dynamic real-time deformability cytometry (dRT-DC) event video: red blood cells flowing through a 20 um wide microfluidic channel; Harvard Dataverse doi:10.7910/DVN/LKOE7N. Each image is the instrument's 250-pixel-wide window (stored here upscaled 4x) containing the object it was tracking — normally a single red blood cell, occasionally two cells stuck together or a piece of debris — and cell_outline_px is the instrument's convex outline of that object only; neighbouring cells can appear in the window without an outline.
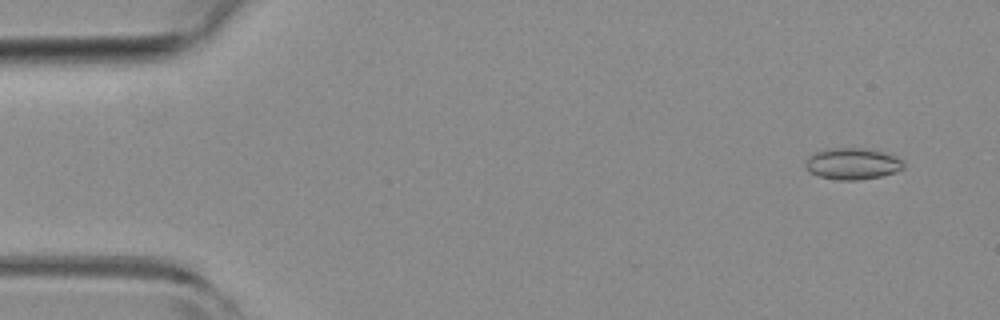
{"species": "common noctule bat (a hibernating species)", "species_latin": "Nyctalus noctula", "temperature_condition": "room temperature", "stored_images_in_passage": 6, "camera_frame_rate_fps": 3000, "um_per_image_px": 0.085, "animal": {"sex": "female", "body_mass_g": 19.3, "forearm_length_mm": 54.1}, "frame": {"image": 1, "passage_image": 2, "time_ms": 0.333, "image_size_px": [1000, 320], "cell_outline_px": [[904, 168], [896, 172], [880, 176], [856, 180], [840, 180], [820, 176], [808, 172], [804, 164], [808, 156], [816, 152], [828, 148], [864, 148], [884, 152], [896, 156], [904, 160]], "centroid_in_image_um": [72.46, 13.91], "position_along_channel_um": 12.5, "area_um2": 18.09}}
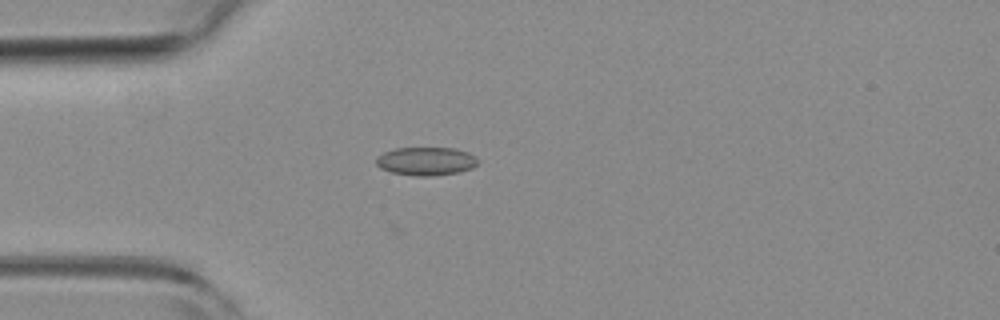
{"frame": {"image": 2, "passage_image": 5, "time_ms": 1.333, "image_size_px": [1000, 320], "cell_outline_px": [[480, 160], [472, 168], [460, 172], [432, 176], [416, 176], [392, 172], [380, 168], [376, 164], [376, 156], [384, 152], [396, 148], [456, 148], [468, 152], [476, 156]], "centroid_in_image_um": [36.23, 13.7], "position_along_channel_um": 48.8, "area_um2": 16.94}}